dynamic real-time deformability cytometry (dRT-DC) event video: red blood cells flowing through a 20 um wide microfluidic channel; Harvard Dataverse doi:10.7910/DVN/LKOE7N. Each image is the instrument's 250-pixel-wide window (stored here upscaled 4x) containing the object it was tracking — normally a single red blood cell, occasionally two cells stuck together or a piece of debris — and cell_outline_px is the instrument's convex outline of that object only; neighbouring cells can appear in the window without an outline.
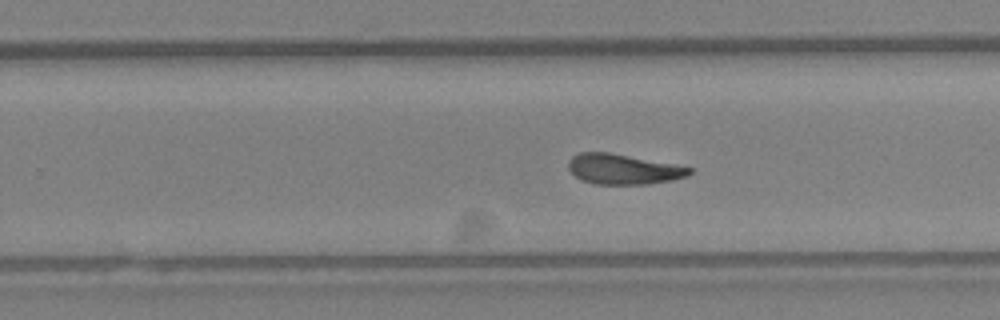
{"species": "Egyptian fruit bat (a non-hibernating species)", "species_latin": "Rousettus aegyptiacus", "temperature_condition": "warm", "stored_images_in_passage": 22, "camera_frame_rate_fps": 3000, "um_per_image_px": 0.085, "animal": {"sex": "female"}, "frame": {"image": 1, "passage_image": 19, "time_ms": 6.0, "image_size_px": [1000, 320], "cell_outline_px": [[692, 172], [688, 176], [672, 180], [648, 184], [596, 184], [580, 180], [568, 168], [568, 160], [572, 156], [580, 152], [608, 152], [676, 164], [692, 168]], "centroid_in_image_um": [52.98, 14.38], "position_along_channel_um": 276.8, "area_um2": 21.39}}